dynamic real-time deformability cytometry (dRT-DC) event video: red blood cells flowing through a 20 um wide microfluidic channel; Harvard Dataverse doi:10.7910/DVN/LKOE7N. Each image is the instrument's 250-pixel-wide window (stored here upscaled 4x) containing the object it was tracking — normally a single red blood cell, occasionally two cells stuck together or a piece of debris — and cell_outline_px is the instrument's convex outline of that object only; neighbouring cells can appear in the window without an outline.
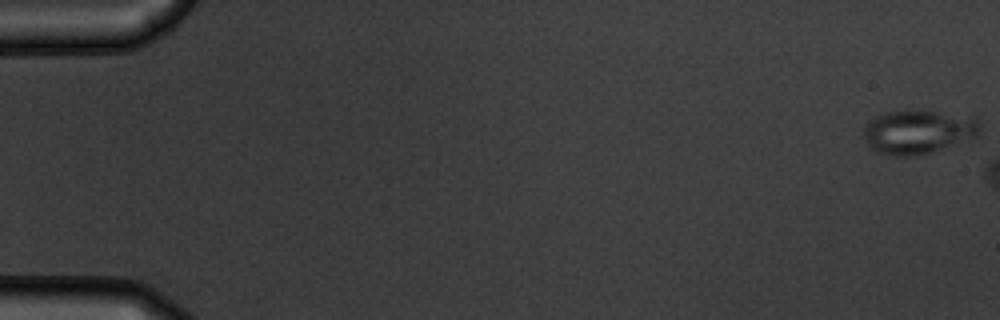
{"species": "common noctule bat (a hibernating species)", "species_latin": "Nyctalus noctula", "temperature_condition": "warm", "stored_images_in_passage": 7, "camera_frame_rate_fps": 3000, "um_per_image_px": 0.085, "animal": {"sex": "male", "body_mass_g": 19.5, "forearm_length_mm": 54.6}, "frame": {"image": 1, "passage_image": 1, "time_ms": 0.0, "image_size_px": [1000, 320], "cell_outline_px": [[980, 132], [976, 136], [932, 152], [916, 156], [896, 156], [876, 152], [868, 148], [864, 136], [864, 128], [876, 116], [888, 112], [936, 112], [980, 120]], "centroid_in_image_um": [77.99, 11.26], "position_along_channel_um": 7.0, "area_um2": 28.84}}